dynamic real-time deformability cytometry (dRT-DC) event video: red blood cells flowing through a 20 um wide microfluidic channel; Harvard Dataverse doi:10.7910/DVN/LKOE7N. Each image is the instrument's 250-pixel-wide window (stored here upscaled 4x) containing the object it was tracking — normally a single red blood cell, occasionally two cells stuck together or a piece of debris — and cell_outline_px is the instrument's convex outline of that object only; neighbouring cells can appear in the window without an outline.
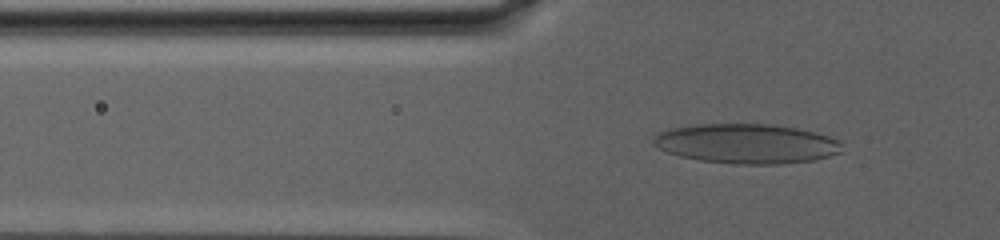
{"species": "human", "species_latin": "Homo sapiens", "temperature_condition": "warm", "stored_images_in_passage": 49, "camera_frame_rate_fps": 3000, "um_per_image_px": 0.085, "donor": {"sex": "male"}, "frame": {"image": 1, "passage_image": 32, "time_ms": 10.333, "image_size_px": [1000, 240], "cell_outline_px": [[844, 152], [812, 160], [780, 164], [736, 164], [700, 160], [680, 156], [668, 152], [652, 144], [652, 140], [660, 132], [668, 128], [696, 124], [772, 124], [796, 128], [828, 136], [840, 140]], "centroid_in_image_um": [63.47, 12.21], "position_along_channel_um": 62.3, "area_um2": 43.58}}
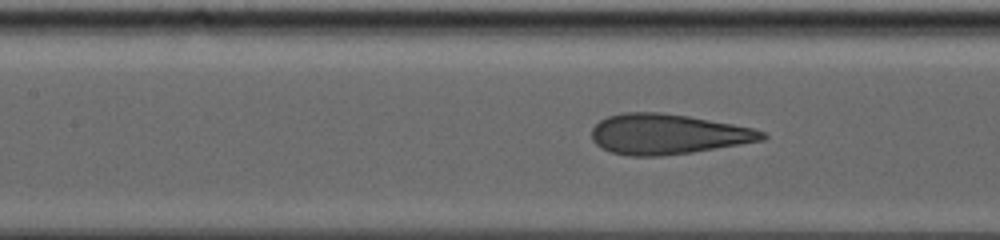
{"frame": {"image": 2, "passage_image": 44, "time_ms": 14.333, "image_size_px": [1000, 240], "cell_outline_px": [[768, 136], [764, 140], [692, 152], [660, 156], [628, 156], [612, 152], [596, 144], [592, 140], [592, 128], [600, 120], [608, 116], [624, 112], [660, 112], [688, 116], [732, 124], [752, 128], [764, 132]], "centroid_in_image_um": [56.73, 11.4], "position_along_channel_um": 150.7, "area_um2": 39.77}}
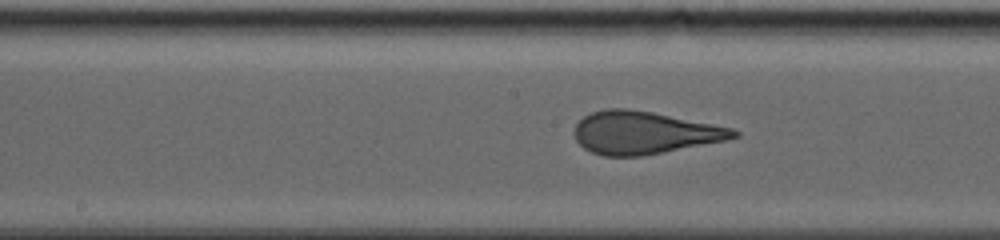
{"frame": {"image": 3, "passage_image": 49, "time_ms": 16.0, "image_size_px": [1000, 240], "cell_outline_px": [[740, 136], [728, 140], [644, 156], [604, 156], [592, 152], [584, 148], [576, 140], [572, 132], [576, 124], [584, 116], [592, 112], [604, 108], [628, 108], [652, 112], [732, 128], [740, 132]], "centroid_in_image_um": [54.74, 11.28], "position_along_channel_um": 193.5, "area_um2": 39.71}}